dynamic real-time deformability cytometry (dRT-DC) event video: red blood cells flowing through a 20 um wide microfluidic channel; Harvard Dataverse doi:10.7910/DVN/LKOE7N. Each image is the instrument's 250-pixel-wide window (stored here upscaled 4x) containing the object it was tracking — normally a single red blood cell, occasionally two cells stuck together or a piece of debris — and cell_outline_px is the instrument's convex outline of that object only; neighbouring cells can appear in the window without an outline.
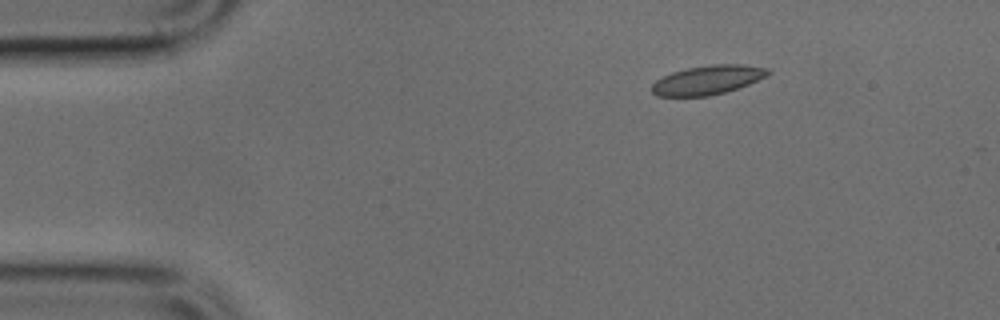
{"species": "common noctule bat (a hibernating species)", "species_latin": "Nyctalus noctula", "temperature_condition": "cold", "stored_images_in_passage": 43, "camera_frame_rate_fps": 3000, "um_per_image_px": 0.085, "animal": {"sex": "male", "body_mass_g": 17.9, "forearm_length_mm": 54.2}, "frame": {"image": 1, "passage_image": 1, "time_ms": 0.0, "image_size_px": [1000, 320], "cell_outline_px": [[772, 72], [748, 84], [724, 92], [708, 96], [656, 96], [652, 92], [652, 84], [656, 80], [672, 72], [688, 68], [712, 64], [744, 64], [768, 68]], "centroid_in_image_um": [60.13, 6.79], "position_along_channel_um": 24.9, "area_um2": 19.48}}
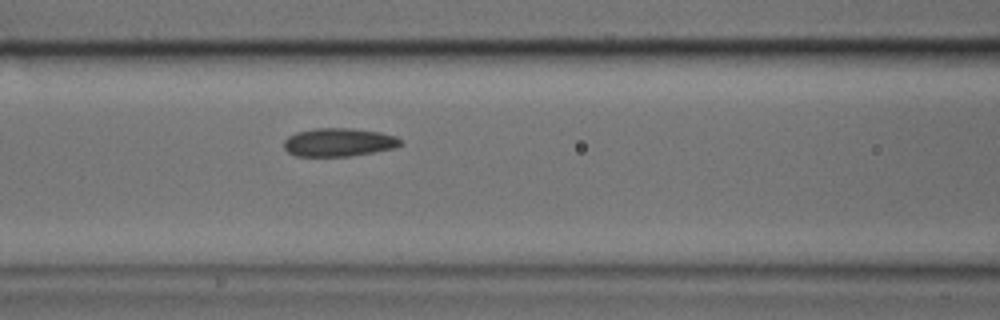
{"frame": {"image": 2, "passage_image": 14, "time_ms": 4.333, "image_size_px": [1000, 320], "cell_outline_px": [[404, 144], [396, 148], [348, 156], [296, 156], [288, 152], [284, 148], [284, 140], [288, 136], [296, 132], [316, 128], [352, 128], [380, 132], [396, 136], [404, 140]], "centroid_in_image_um": [28.83, 12.09], "position_along_channel_um": 137.8, "area_um2": 19.42}}
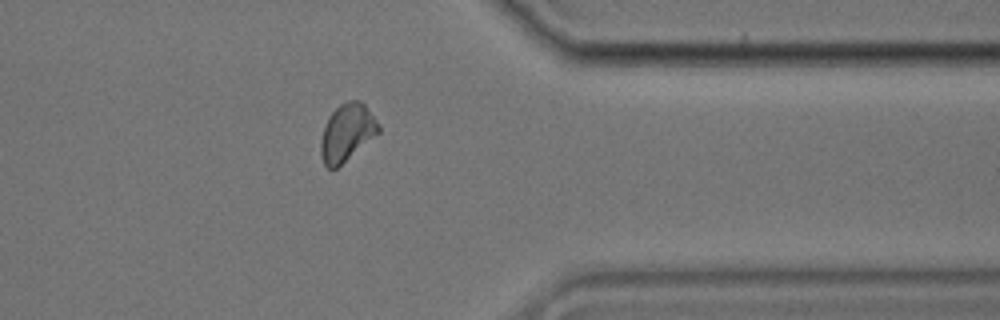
{"frame": {"image": 3, "passage_image": 33, "time_ms": 10.667, "image_size_px": [1000, 320], "cell_outline_px": [[380, 132], [336, 168], [328, 168], [324, 164], [320, 156], [320, 140], [324, 124], [328, 116], [340, 104], [348, 100], [360, 100], [364, 104], [380, 128]], "centroid_in_image_um": [29.44, 11.26], "position_along_channel_um": 382.0, "area_um2": 19.07}}